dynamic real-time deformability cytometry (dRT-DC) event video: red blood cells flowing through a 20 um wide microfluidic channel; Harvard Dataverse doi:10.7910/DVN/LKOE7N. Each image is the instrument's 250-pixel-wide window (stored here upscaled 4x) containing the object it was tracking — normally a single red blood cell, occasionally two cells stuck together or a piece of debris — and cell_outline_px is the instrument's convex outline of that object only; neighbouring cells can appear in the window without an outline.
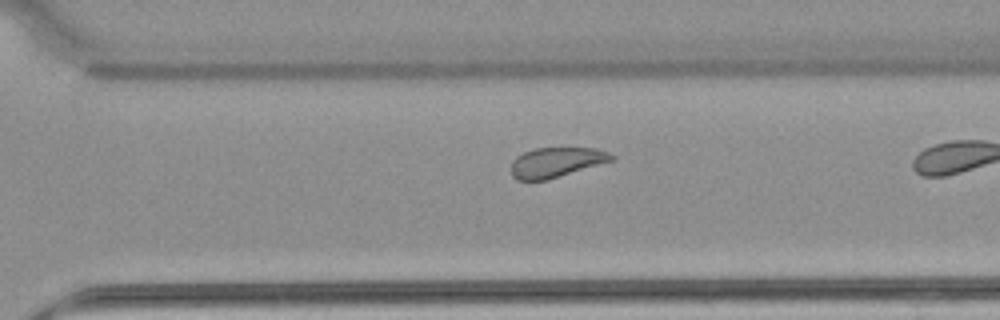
{"species": "common noctule bat (a hibernating species)", "species_latin": "Nyctalus noctula", "temperature_condition": "warm", "stored_images_in_passage": 26, "camera_frame_rate_fps": 3000, "um_per_image_px": 0.085, "animal": {"sex": "female", "body_mass_g": 22.7, "forearm_length_mm": 54.2}, "frame": {"image": 1, "passage_image": 22, "time_ms": 7.0, "image_size_px": [1000, 320], "cell_outline_px": [[616, 160], [544, 180], [516, 180], [512, 176], [512, 160], [516, 156], [524, 152], [536, 148], [596, 148], [608, 152], [616, 156]], "centroid_in_image_um": [47.31, 13.78], "position_along_channel_um": 323.3, "area_um2": 17.46}}